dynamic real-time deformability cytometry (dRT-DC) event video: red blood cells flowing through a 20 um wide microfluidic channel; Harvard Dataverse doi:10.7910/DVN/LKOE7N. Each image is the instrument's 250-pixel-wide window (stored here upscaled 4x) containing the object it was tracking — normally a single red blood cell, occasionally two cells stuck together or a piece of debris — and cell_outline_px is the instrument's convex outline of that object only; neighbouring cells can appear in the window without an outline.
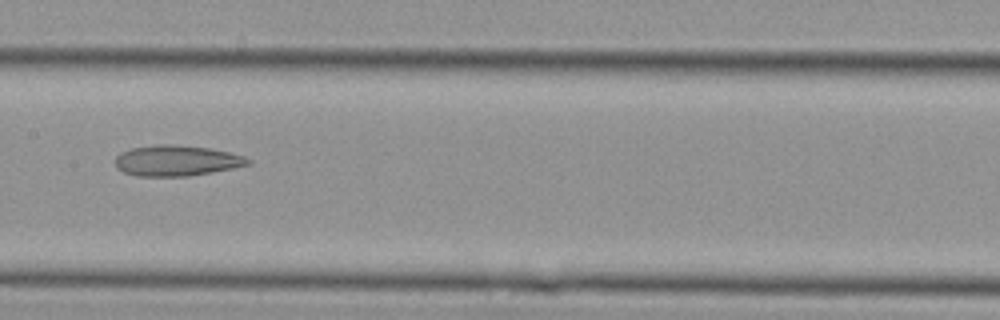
{"species": "Egyptian fruit bat (a non-hibernating species)", "species_latin": "Rousettus aegyptiacus", "temperature_condition": "cold", "stored_images_in_passage": 18, "camera_frame_rate_fps": 3000, "um_per_image_px": 0.085, "animal": {"sex": "female"}, "frame": {"image": 1, "passage_image": 13, "time_ms": 4.0, "image_size_px": [1000, 320], "cell_outline_px": [[252, 164], [212, 172], [188, 176], [136, 176], [124, 172], [116, 168], [116, 156], [120, 152], [132, 148], [156, 144], [168, 144], [212, 148], [244, 156], [252, 160]], "centroid_in_image_um": [15.01, 13.65], "position_along_channel_um": 192.4, "area_um2": 23.81}}
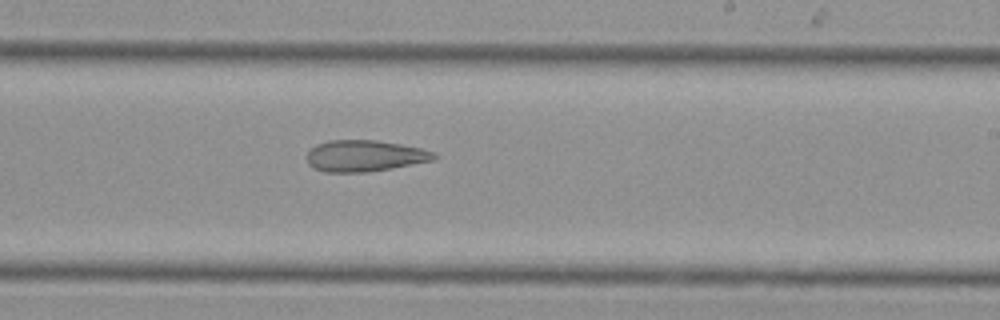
{"frame": {"image": 2, "passage_image": 16, "time_ms": 5.0, "image_size_px": [1000, 320], "cell_outline_px": [[440, 156], [436, 160], [392, 168], [368, 172], [324, 172], [312, 168], [308, 164], [304, 156], [316, 144], [328, 140], [376, 140], [400, 144], [420, 148], [436, 152]], "centroid_in_image_um": [31.0, 13.25], "position_along_channel_um": 258.0, "area_um2": 23.64}}
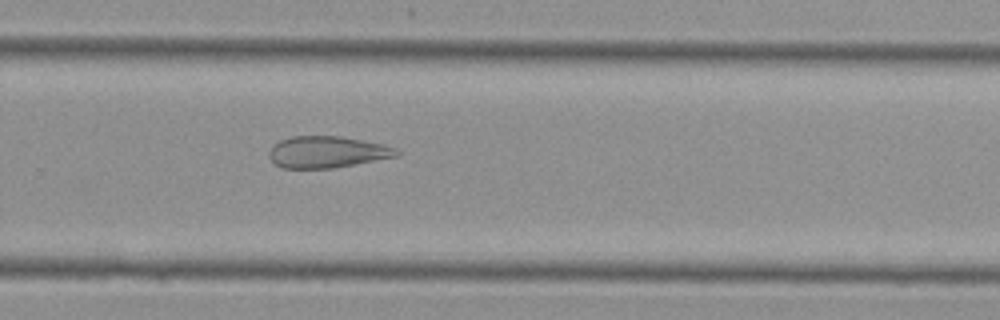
{"frame": {"image": 3, "passage_image": 18, "time_ms": 5.667, "image_size_px": [1000, 320], "cell_outline_px": [[400, 152], [396, 156], [332, 168], [284, 168], [276, 164], [268, 156], [268, 152], [272, 144], [280, 140], [292, 136], [340, 136], [384, 144], [400, 148]], "centroid_in_image_um": [27.79, 12.91], "position_along_channel_um": 302.0, "area_um2": 23.47}}